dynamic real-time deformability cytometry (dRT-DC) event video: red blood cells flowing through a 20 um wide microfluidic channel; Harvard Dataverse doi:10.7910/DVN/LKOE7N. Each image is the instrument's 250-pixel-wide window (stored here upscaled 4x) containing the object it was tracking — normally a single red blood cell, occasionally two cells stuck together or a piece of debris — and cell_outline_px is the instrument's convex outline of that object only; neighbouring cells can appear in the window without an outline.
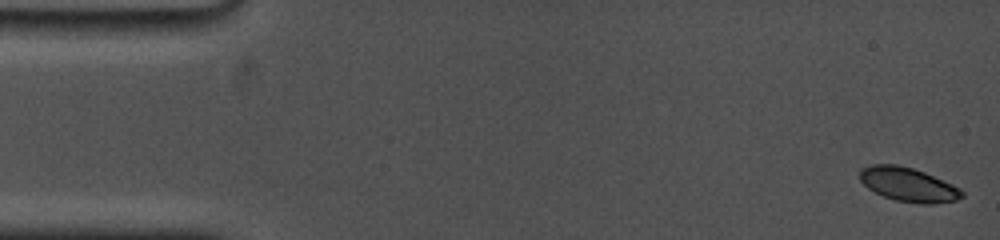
{"species": "common noctule bat (a hibernating species)", "species_latin": "Nyctalus noctula", "temperature_condition": "cold", "stored_images_in_passage": 27, "camera_frame_rate_fps": 5000, "um_per_image_px": 0.085, "animal": {"sex": "female", "body_mass_g": 19.0, "forearm_length_mm": 53.3}, "frame": {"image": 1, "passage_image": 1, "time_ms": 0.0, "image_size_px": [1000, 240], "cell_outline_px": [[964, 196], [956, 200], [932, 204], [920, 204], [896, 200], [884, 196], [868, 188], [860, 180], [860, 168], [872, 164], [896, 164], [912, 168], [924, 172], [952, 184], [960, 188], [964, 192]], "centroid_in_image_um": [77.21, 15.68], "position_along_channel_um": 7.8, "area_um2": 20.17}}
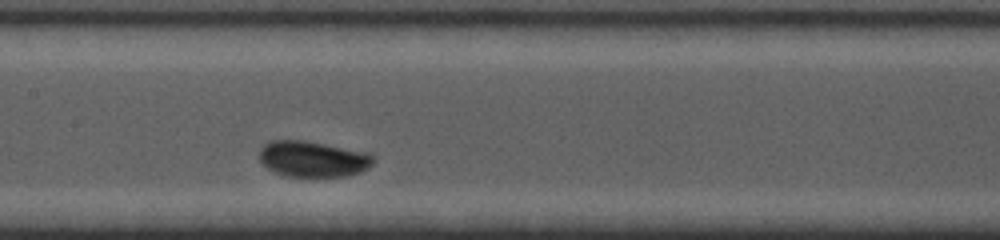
{"frame": {"image": 2, "passage_image": 16, "time_ms": 8.4, "image_size_px": [1000, 240], "cell_outline_px": [[376, 156], [372, 164], [368, 168], [360, 172], [344, 176], [284, 176], [272, 172], [260, 160], [260, 148], [268, 140], [304, 140], [368, 152]], "centroid_in_image_um": [26.59, 13.5], "position_along_channel_um": 180.8, "area_um2": 23.99}}
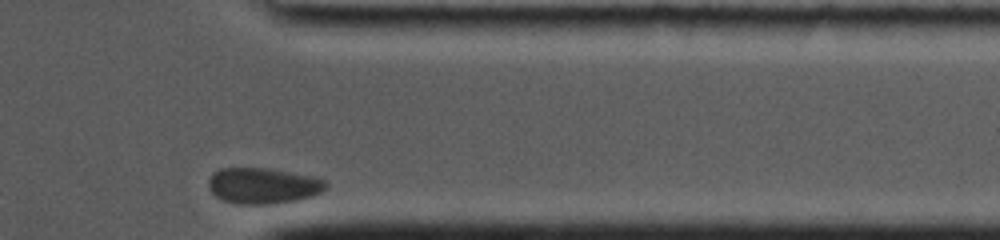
{"frame": {"image": 3, "passage_image": 27, "time_ms": 14.8, "image_size_px": [1000, 240], "cell_outline_px": [[328, 184], [320, 192], [312, 196], [296, 200], [268, 204], [240, 204], [224, 200], [216, 196], [212, 192], [208, 184], [208, 180], [212, 172], [220, 168], [268, 168], [316, 176], [328, 180]], "centroid_in_image_um": [22.38, 15.76], "position_along_channel_um": 389.0, "area_um2": 24.68}, "authors_computed_cell_mechanics": {"area_um2": 23.698, "velocity_mm_per_s": 3.4187, "shape_relaxation_time_tau1_ms": 2.1299, "shape_relaxation_time_tau2_ms": null, "deformation_change_tau1": 0.0683, "deformation_change_tau2": null}}